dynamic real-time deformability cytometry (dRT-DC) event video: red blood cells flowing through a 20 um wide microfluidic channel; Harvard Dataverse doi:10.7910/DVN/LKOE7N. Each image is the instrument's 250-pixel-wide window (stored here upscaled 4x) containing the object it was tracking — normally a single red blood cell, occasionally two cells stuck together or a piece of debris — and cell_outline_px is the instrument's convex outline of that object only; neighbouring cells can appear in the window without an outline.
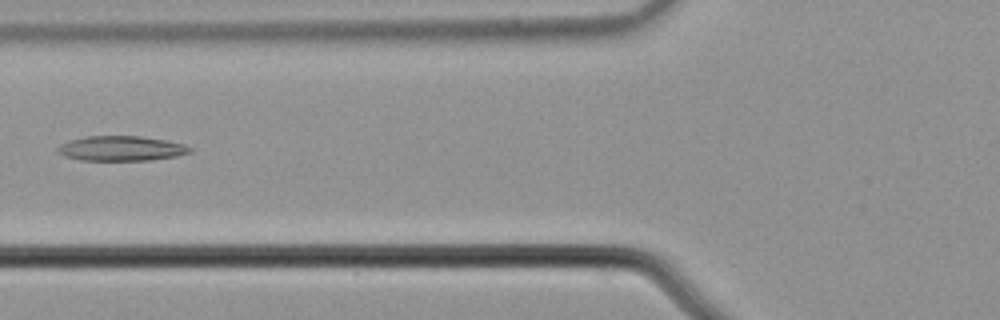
{"species": "common noctule bat (a hibernating species)", "species_latin": "Nyctalus noctula", "temperature_condition": "cold", "stored_images_in_passage": 8, "camera_frame_rate_fps": 3000, "um_per_image_px": 0.085, "animal": {"sex": "male", "body_mass_g": 21.5, "forearm_length_mm": 52.0}, "frame": {"image": 1, "passage_image": 6, "time_ms": 1.667, "image_size_px": [1000, 320], "cell_outline_px": [[192, 152], [176, 156], [148, 160], [80, 160], [64, 156], [56, 152], [56, 148], [60, 144], [72, 140], [88, 136], [140, 136], [164, 140], [184, 144], [192, 148]], "centroid_in_image_um": [10.29, 12.62], "position_along_channel_um": 115.5, "area_um2": 19.07}}
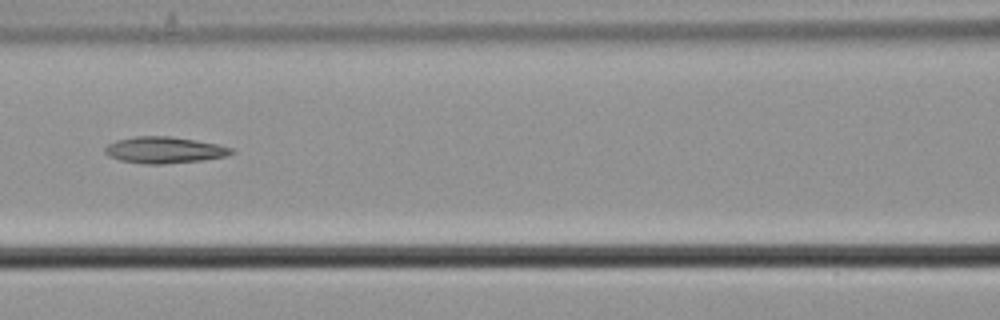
{"frame": {"image": 2, "passage_image": 7, "time_ms": 2.0, "image_size_px": [1000, 320], "cell_outline_px": [[236, 152], [224, 156], [200, 160], [164, 164], [148, 164], [120, 160], [108, 156], [104, 152], [104, 148], [108, 144], [116, 140], [136, 136], [168, 136], [196, 140], [216, 144], [232, 148]], "centroid_in_image_um": [13.93, 12.74], "position_along_channel_um": 152.7, "area_um2": 19.31}}
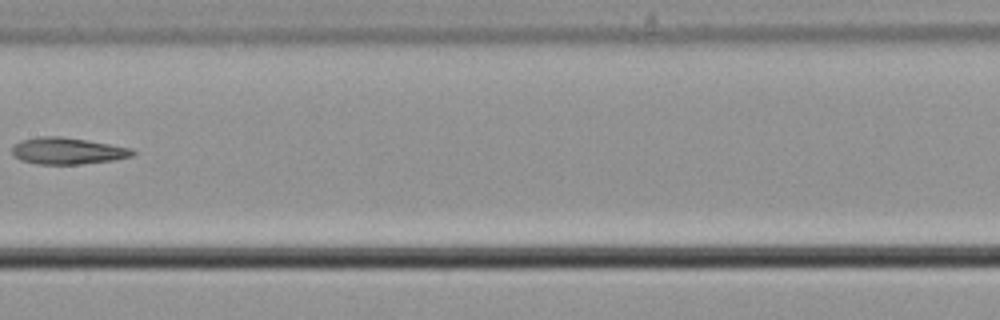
{"frame": {"image": 3, "passage_image": 8, "time_ms": 2.333, "image_size_px": [1000, 320], "cell_outline_px": [[136, 152], [132, 156], [112, 160], [80, 164], [36, 164], [20, 160], [12, 156], [12, 148], [20, 140], [40, 136], [60, 136], [88, 140], [132, 148]], "centroid_in_image_um": [5.71, 12.82], "position_along_channel_um": 201.7, "area_um2": 18.79}}